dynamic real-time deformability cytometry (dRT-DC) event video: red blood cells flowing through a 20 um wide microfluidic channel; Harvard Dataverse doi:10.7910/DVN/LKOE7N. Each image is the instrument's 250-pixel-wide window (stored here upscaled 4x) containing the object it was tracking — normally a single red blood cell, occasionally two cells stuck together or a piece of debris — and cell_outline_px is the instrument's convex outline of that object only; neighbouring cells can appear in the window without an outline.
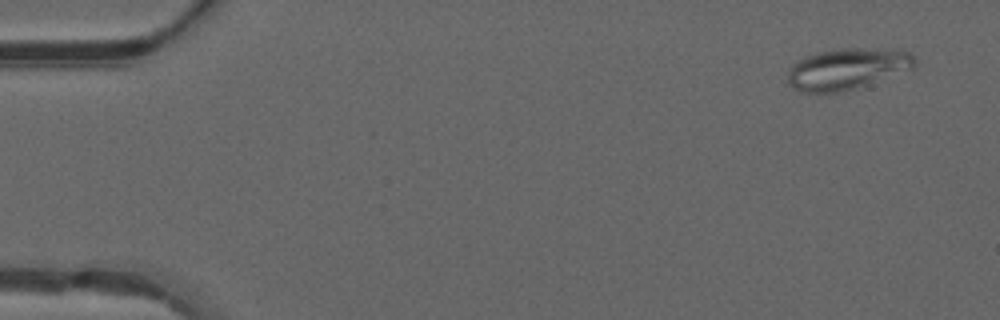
{"species": "common noctule bat (a hibernating species)", "species_latin": "Nyctalus noctula", "temperature_condition": "warm", "stored_images_in_passage": 49, "camera_frame_rate_fps": 3000, "um_per_image_px": 0.085, "animal": {"sex": "male", "forearm_length_mm": 52.5}, "frame": {"image": 1, "passage_image": 3, "time_ms": 0.667, "image_size_px": [1000, 320], "cell_outline_px": [[916, 64], [912, 68], [856, 88], [844, 92], [800, 92], [792, 88], [788, 84], [788, 68], [792, 64], [804, 56], [816, 52], [836, 48], [896, 48], [912, 52], [916, 60]], "centroid_in_image_um": [71.99, 5.82], "position_along_channel_um": 13.0, "area_um2": 30.98}}
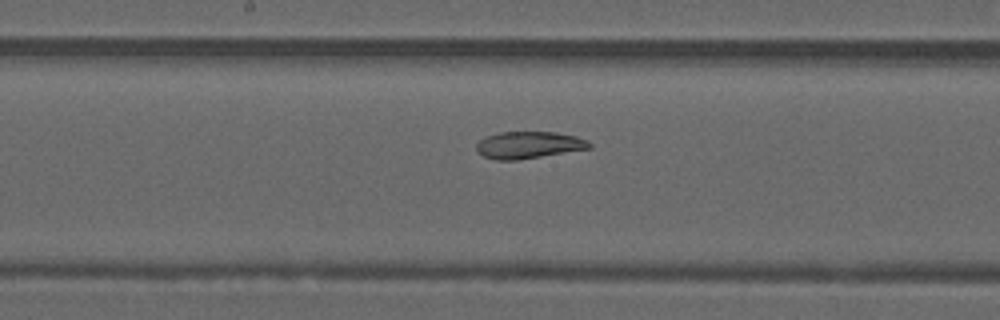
{"frame": {"image": 2, "passage_image": 26, "time_ms": 8.333, "image_size_px": [1000, 320], "cell_outline_px": [[592, 148], [516, 160], [496, 160], [484, 156], [476, 152], [476, 144], [484, 136], [500, 132], [556, 132], [576, 136], [588, 140], [592, 144]], "centroid_in_image_um": [44.93, 12.32], "position_along_channel_um": 203.3, "area_um2": 17.86}}
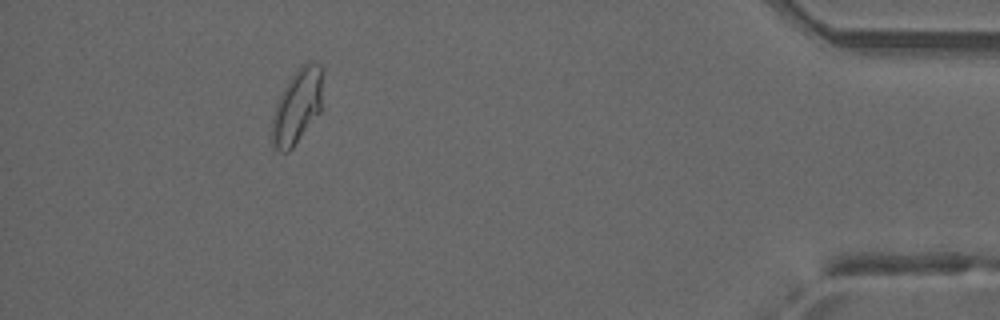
{"frame": {"image": 3, "passage_image": 45, "time_ms": 14.667, "image_size_px": [1000, 320], "cell_outline_px": [[324, 68], [320, 112], [292, 148], [288, 152], [280, 152], [268, 140], [268, 136], [272, 116], [276, 104], [284, 88], [296, 68], [300, 64], [308, 60], [316, 60]], "centroid_in_image_um": [25.25, 9.0], "position_along_channel_um": 410.0, "area_um2": 22.89}, "authors_computed_cell_mechanics": {"area_um2": 21.5016, "velocity_mm_per_s": 4.1583, "shape_relaxation_time_tau1_ms": null, "shape_relaxation_time_tau2_ms": 1.7443, "deformation_change_tau1": null, "deformation_change_tau2": 0.0703}}